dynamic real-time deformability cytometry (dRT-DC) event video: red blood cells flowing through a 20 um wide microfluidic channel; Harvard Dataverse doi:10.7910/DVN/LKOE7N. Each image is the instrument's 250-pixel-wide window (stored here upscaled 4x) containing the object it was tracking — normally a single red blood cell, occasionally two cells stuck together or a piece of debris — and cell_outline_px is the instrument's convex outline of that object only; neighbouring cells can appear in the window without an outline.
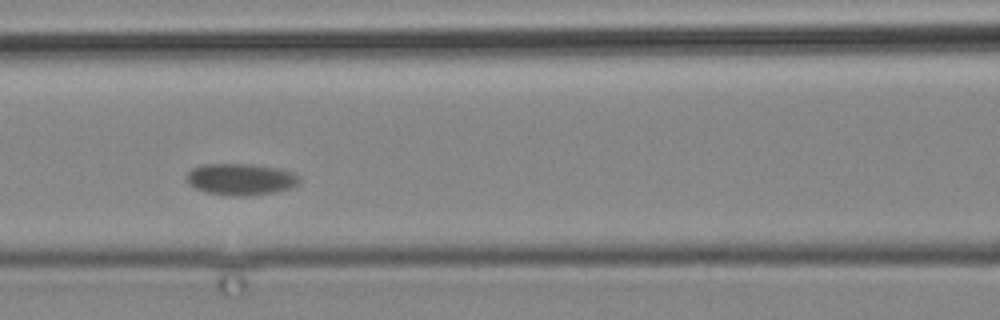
{"species": "common noctule bat (a hibernating species)", "species_latin": "Nyctalus noctula", "temperature_condition": "cold", "stored_images_in_passage": 5, "camera_frame_rate_fps": 3000, "um_per_image_px": 0.085, "animal": {"sex": "male", "body_mass_g": 19.2, "forearm_length_mm": 51.8}, "frame": {"image": 1, "passage_image": 3, "time_ms": 3.0, "image_size_px": [1000, 320], "cell_outline_px": [[300, 180], [292, 188], [276, 192], [244, 196], [236, 196], [208, 192], [196, 188], [188, 184], [188, 172], [192, 168], [204, 164], [256, 164], [280, 168], [292, 172], [300, 176]], "centroid_in_image_um": [20.51, 15.22], "position_along_channel_um": 146.1, "area_um2": 20.75}}
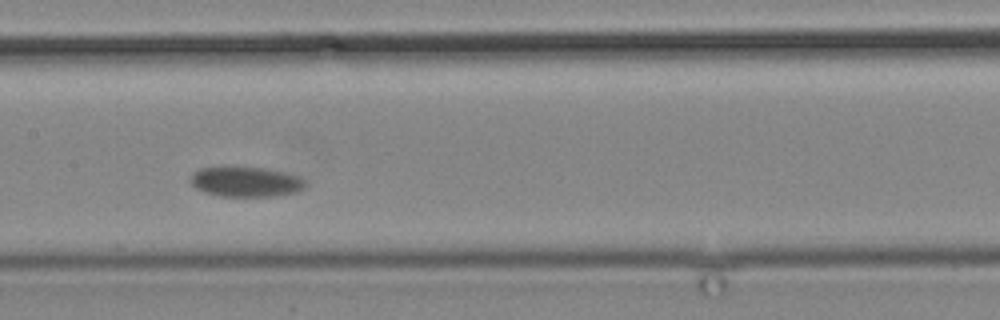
{"frame": {"image": 2, "passage_image": 4, "time_ms": 4.333, "image_size_px": [1000, 320], "cell_outline_px": [[304, 188], [296, 192], [272, 196], [220, 196], [204, 192], [196, 188], [188, 180], [192, 172], [200, 168], [264, 168], [284, 172], [300, 176], [304, 180]], "centroid_in_image_um": [20.87, 15.46], "position_along_channel_um": 186.5, "area_um2": 19.88}}
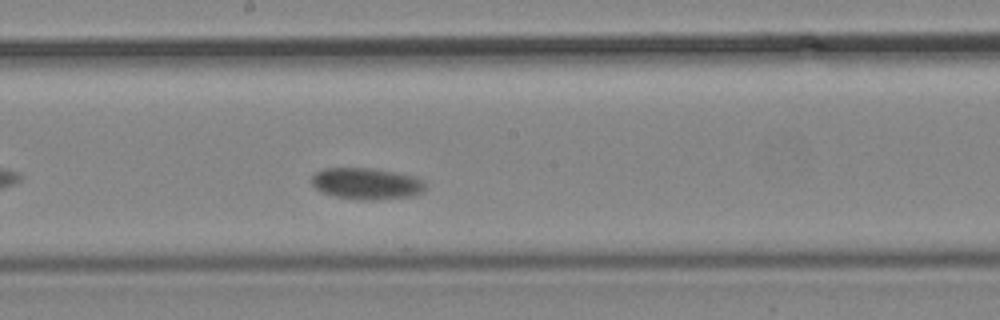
{"frame": {"image": 3, "passage_image": 5, "time_ms": 5.333, "image_size_px": [1000, 320], "cell_outline_px": [[424, 192], [408, 196], [372, 200], [364, 200], [332, 196], [320, 192], [312, 184], [312, 176], [316, 172], [324, 168], [372, 168], [416, 176], [424, 180]], "centroid_in_image_um": [31.13, 15.6], "position_along_channel_um": 217.1, "area_um2": 20.87}}